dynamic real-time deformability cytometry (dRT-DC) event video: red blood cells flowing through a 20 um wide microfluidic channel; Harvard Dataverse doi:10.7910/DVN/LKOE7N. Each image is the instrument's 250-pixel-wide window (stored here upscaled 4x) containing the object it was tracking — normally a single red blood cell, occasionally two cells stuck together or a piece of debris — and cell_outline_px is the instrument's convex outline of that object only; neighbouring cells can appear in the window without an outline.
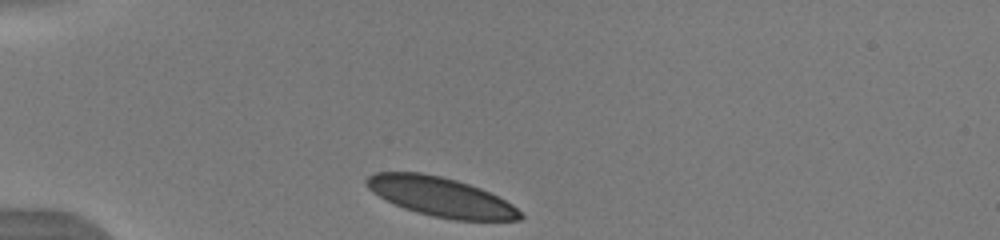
{"species": "human", "species_latin": "Homo sapiens", "temperature_condition": "warm", "stored_images_in_passage": 34, "camera_frame_rate_fps": 3000, "um_per_image_px": 0.085, "donor": {"sex": "male"}, "frame": {"image": 1, "passage_image": 1, "time_ms": 0.0, "image_size_px": [1000, 240], "cell_outline_px": [[524, 216], [520, 220], [452, 220], [432, 216], [416, 212], [404, 208], [372, 192], [364, 184], [364, 180], [368, 176], [376, 172], [420, 172], [440, 176], [456, 180], [480, 188], [512, 204]], "centroid_in_image_um": [37.44, 16.73], "position_along_channel_um": 47.6, "area_um2": 34.91}}
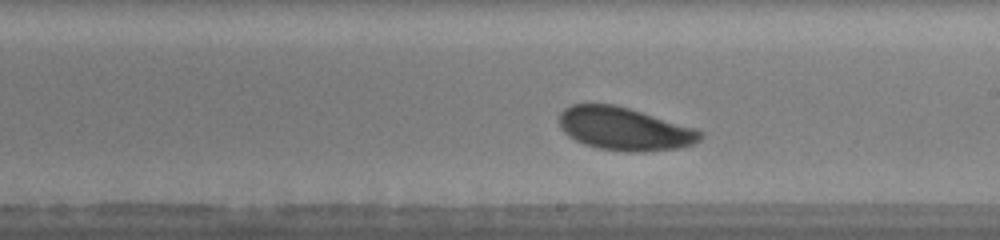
{"frame": {"image": 2, "passage_image": 18, "time_ms": 5.667, "image_size_px": [1000, 240], "cell_outline_px": [[704, 136], [700, 140], [692, 144], [680, 148], [644, 152], [624, 152], [600, 148], [584, 144], [568, 136], [560, 128], [560, 112], [564, 108], [572, 104], [612, 104], [628, 108], [692, 128], [704, 132]], "centroid_in_image_um": [53.05, 10.96], "position_along_channel_um": 235.9, "area_um2": 35.08}}
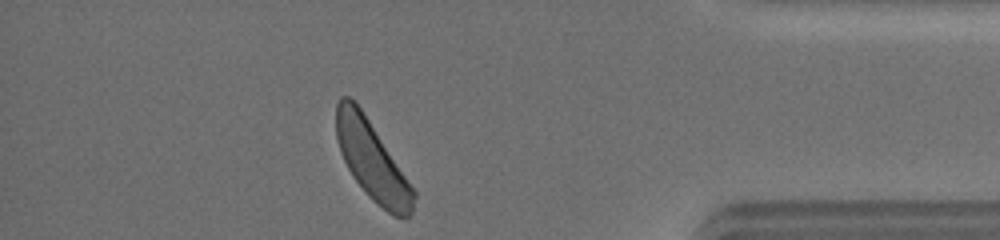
{"frame": {"image": 3, "passage_image": 33, "time_ms": 10.667, "image_size_px": [1000, 240], "cell_outline_px": [[416, 196], [412, 212], [408, 216], [392, 216], [376, 204], [368, 196], [352, 176], [340, 152], [336, 140], [336, 104], [340, 96], [348, 96], [356, 100], [416, 192]], "centroid_in_image_um": [31.6, 13.63], "position_along_channel_um": 403.6, "area_um2": 35.43}, "authors_computed_cell_mechanics": {"area_um2": 35.4603, "velocity_mm_per_s": 3.8934, "shape_relaxation_time_tau1_ms": 1.7091, "shape_relaxation_time_tau2_ms": 5.9938, "deformation_change_tau1": 0.0876, "deformation_change_tau2": 0.1199}}